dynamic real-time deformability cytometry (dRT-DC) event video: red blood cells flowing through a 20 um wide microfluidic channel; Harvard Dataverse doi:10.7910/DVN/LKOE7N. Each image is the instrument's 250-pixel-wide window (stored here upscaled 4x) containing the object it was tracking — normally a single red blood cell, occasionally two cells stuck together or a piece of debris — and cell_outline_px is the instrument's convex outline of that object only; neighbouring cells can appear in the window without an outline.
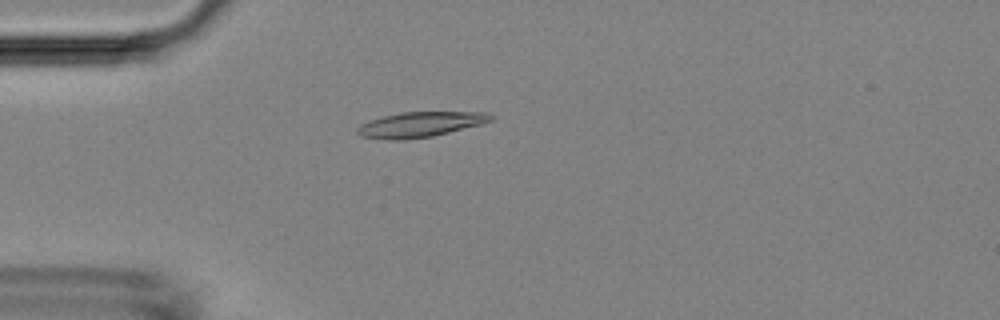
{"species": "Egyptian fruit bat (a non-hibernating species)", "species_latin": "Rousettus aegyptiacus", "temperature_condition": "room temperature", "stored_images_in_passage": 1, "camera_frame_rate_fps": 3000, "um_per_image_px": 0.085, "animal": {"sex": "female"}, "frame": {"image": 1, "passage_image": 1, "time_ms": 0.0, "image_size_px": [1000, 320], "cell_outline_px": [[492, 120], [480, 124], [432, 136], [404, 140], [388, 140], [360, 136], [356, 132], [356, 128], [360, 124], [384, 116], [400, 112], [488, 112], [492, 116]], "centroid_in_image_um": [35.67, 10.58], "position_along_channel_um": 49.3, "area_um2": 19.42}}